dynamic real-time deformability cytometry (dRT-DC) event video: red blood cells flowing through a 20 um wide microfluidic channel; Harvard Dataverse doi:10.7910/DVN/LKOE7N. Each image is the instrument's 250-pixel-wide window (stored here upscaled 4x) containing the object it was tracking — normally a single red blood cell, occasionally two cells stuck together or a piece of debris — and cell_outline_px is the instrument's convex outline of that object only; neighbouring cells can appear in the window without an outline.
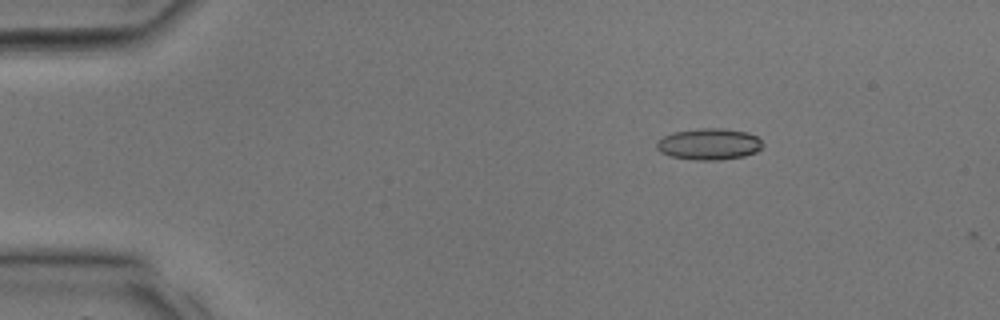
{"species": "common noctule bat (a hibernating species)", "species_latin": "Nyctalus noctula", "temperature_condition": "room temperature", "stored_images_in_passage": 7, "camera_frame_rate_fps": 3000, "um_per_image_px": 0.085, "animal": {"sex": "male", "body_mass_g": 17.9, "forearm_length_mm": 54.2}, "frame": {"image": 1, "passage_image": 5, "time_ms": 1.333, "image_size_px": [1000, 320], "cell_outline_px": [[764, 144], [756, 152], [744, 156], [720, 160], [696, 160], [672, 156], [660, 152], [656, 148], [656, 140], [672, 132], [700, 128], [720, 128], [748, 132], [756, 136]], "centroid_in_image_um": [60.25, 12.24], "position_along_channel_um": 24.7, "area_um2": 19.48}}